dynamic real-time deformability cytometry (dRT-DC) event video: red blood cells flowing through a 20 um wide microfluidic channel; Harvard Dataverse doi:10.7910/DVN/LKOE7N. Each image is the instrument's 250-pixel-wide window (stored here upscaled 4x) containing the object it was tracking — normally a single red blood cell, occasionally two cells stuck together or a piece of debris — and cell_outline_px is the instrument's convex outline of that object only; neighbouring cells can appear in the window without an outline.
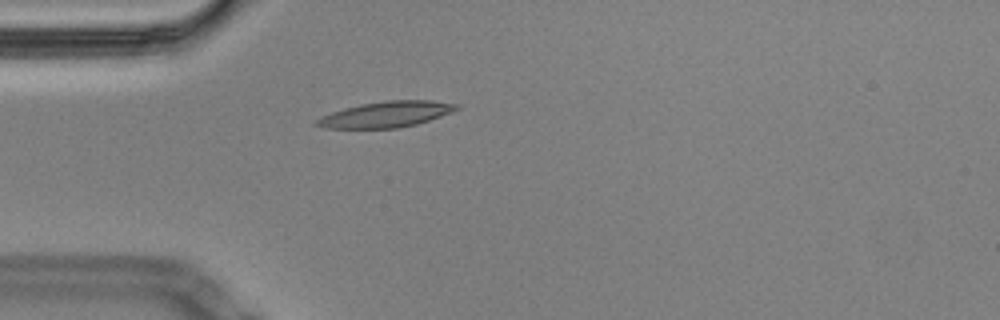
{"species": "Egyptian fruit bat (a non-hibernating species)", "species_latin": "Rousettus aegyptiacus", "temperature_condition": "cold", "stored_images_in_passage": 45, "camera_frame_rate_fps": 3000, "um_per_image_px": 0.085, "animal": {"sex": "male"}, "frame": {"image": 1, "passage_image": 3, "time_ms": 0.667, "image_size_px": [1000, 320], "cell_outline_px": [[460, 108], [452, 112], [416, 124], [396, 128], [324, 128], [312, 124], [312, 120], [332, 112], [344, 108], [360, 104], [384, 100], [432, 100], [460, 104]], "centroid_in_image_um": [32.79, 9.71], "position_along_channel_um": 52.2, "area_um2": 21.21}}
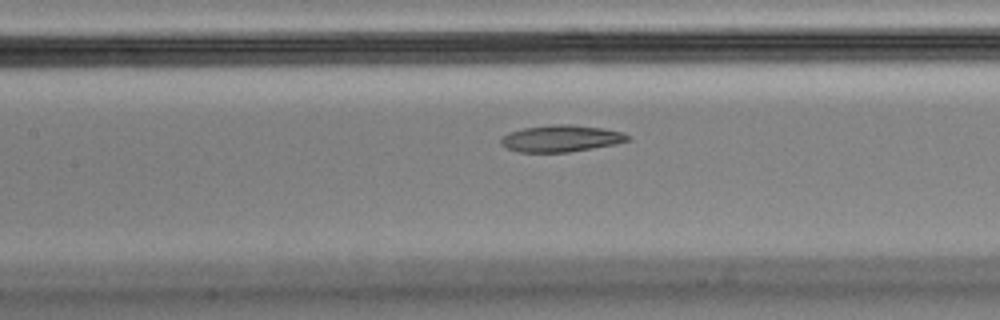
{"frame": {"image": 2, "passage_image": 13, "time_ms": 4.0, "image_size_px": [1000, 320], "cell_outline_px": [[632, 140], [616, 144], [568, 152], [520, 152], [508, 148], [500, 144], [500, 140], [508, 132], [524, 128], [552, 124], [572, 124], [604, 128], [624, 132], [632, 136]], "centroid_in_image_um": [47.76, 11.76], "position_along_channel_um": 159.6, "area_um2": 19.94}}
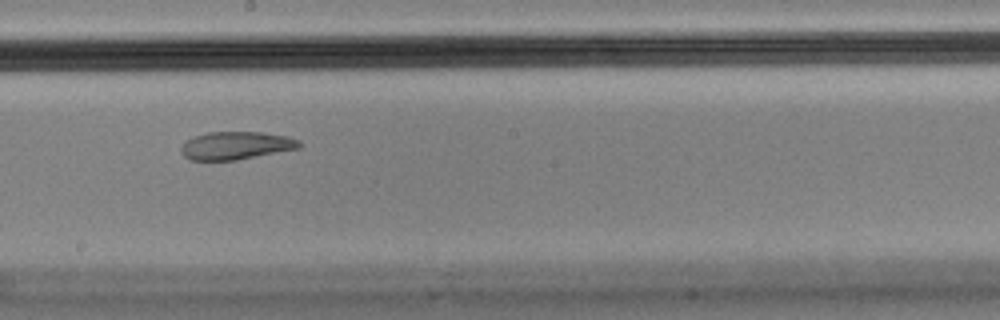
{"frame": {"image": 3, "passage_image": 19, "time_ms": 6.0, "image_size_px": [1000, 320], "cell_outline_px": [[300, 148], [236, 160], [188, 160], [180, 152], [180, 148], [184, 140], [208, 132], [260, 132], [288, 136], [300, 140]], "centroid_in_image_um": [20.03, 12.37], "position_along_channel_um": 228.2, "area_um2": 19.31}, "authors_computed_cell_mechanics": {"area_um2": 21.2126, "velocity_mm_per_s": 3.4339, "shape_relaxation_time_tau1_ms": null, "shape_relaxation_time_tau2_ms": 4.8791, "deformation_change_tau1": null, "deformation_change_tau2": 0.081}}